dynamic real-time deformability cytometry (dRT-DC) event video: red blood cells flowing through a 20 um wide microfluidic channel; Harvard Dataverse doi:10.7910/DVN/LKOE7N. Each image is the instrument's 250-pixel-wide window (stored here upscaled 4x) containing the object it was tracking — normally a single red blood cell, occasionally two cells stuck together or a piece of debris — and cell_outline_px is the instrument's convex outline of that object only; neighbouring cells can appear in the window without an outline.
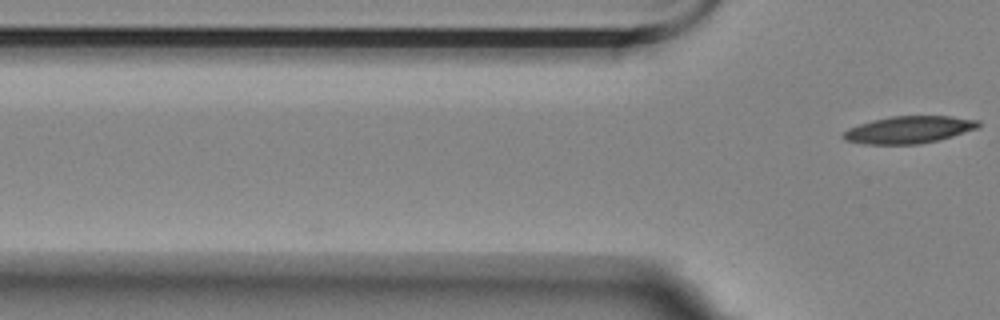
{"species": "Egyptian fruit bat (a non-hibernating species)", "species_latin": "Rousettus aegyptiacus", "temperature_condition": "room temperature", "stored_images_in_passage": 4, "camera_frame_rate_fps": 3000, "um_per_image_px": 0.085, "animal": {"sex": "female"}, "frame": {"image": 1, "passage_image": 4, "time_ms": 1.0, "image_size_px": [1000, 320], "cell_outline_px": [[980, 124], [976, 128], [952, 136], [920, 144], [864, 144], [844, 140], [840, 136], [848, 128], [872, 120], [892, 116], [952, 116], [980, 120]], "centroid_in_image_um": [77.22, 11.02], "position_along_channel_um": 48.6, "area_um2": 21.33}}